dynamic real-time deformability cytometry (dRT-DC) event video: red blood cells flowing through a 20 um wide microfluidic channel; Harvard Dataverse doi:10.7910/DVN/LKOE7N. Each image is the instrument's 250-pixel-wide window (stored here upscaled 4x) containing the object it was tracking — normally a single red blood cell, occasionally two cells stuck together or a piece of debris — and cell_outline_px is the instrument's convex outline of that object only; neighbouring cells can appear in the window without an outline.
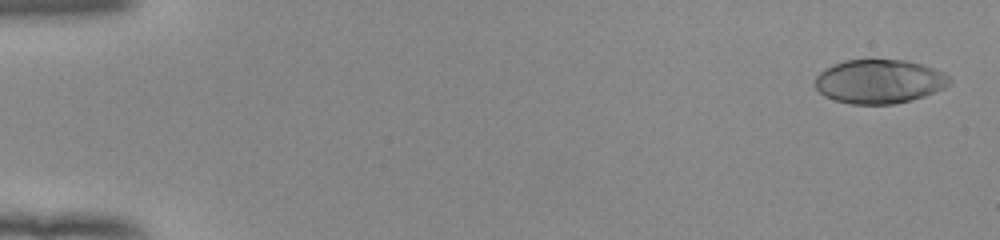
{"species": "human", "species_latin": "Homo sapiens", "temperature_condition": "room temperature", "stored_images_in_passage": 11, "camera_frame_rate_fps": 3000, "um_per_image_px": 0.085, "donor": {"sex": "female"}, "frame": {"image": 1, "passage_image": 1, "time_ms": 0.0, "image_size_px": [1000, 240], "cell_outline_px": [[952, 84], [944, 88], [924, 96], [912, 100], [896, 104], [852, 104], [836, 100], [824, 96], [816, 88], [816, 76], [824, 68], [832, 64], [844, 60], [904, 60], [920, 64], [944, 72], [952, 80]], "centroid_in_image_um": [74.75, 6.93], "position_along_channel_um": 10.3, "area_um2": 34.51}}